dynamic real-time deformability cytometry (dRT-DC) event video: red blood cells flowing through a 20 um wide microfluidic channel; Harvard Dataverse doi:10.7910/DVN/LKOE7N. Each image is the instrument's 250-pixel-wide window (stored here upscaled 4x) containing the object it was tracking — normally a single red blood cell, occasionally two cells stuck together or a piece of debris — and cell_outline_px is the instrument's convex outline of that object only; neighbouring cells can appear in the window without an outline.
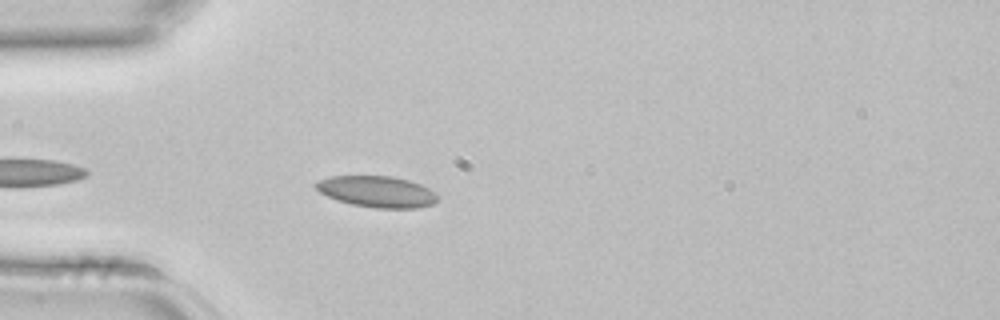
{"species": "common noctule bat (a hibernating species)", "species_latin": "Nyctalus noctula", "temperature_condition": "room temperature", "stored_images_in_passage": 3, "camera_frame_rate_fps": 3000, "um_per_image_px": 0.085, "animal": {"sex": "female", "body_mass_g": 22.7, "forearm_length_mm": 54.2}, "frame": {"image": 1, "passage_image": 3, "time_ms": 0.667, "image_size_px": [1000, 320], "cell_outline_px": [[436, 200], [432, 204], [416, 208], [376, 208], [352, 204], [328, 196], [320, 192], [312, 184], [316, 180], [328, 176], [392, 176], [408, 180], [420, 184], [436, 192]], "centroid_in_image_um": [32.01, 16.27], "position_along_channel_um": 53.0, "area_um2": 22.08}}